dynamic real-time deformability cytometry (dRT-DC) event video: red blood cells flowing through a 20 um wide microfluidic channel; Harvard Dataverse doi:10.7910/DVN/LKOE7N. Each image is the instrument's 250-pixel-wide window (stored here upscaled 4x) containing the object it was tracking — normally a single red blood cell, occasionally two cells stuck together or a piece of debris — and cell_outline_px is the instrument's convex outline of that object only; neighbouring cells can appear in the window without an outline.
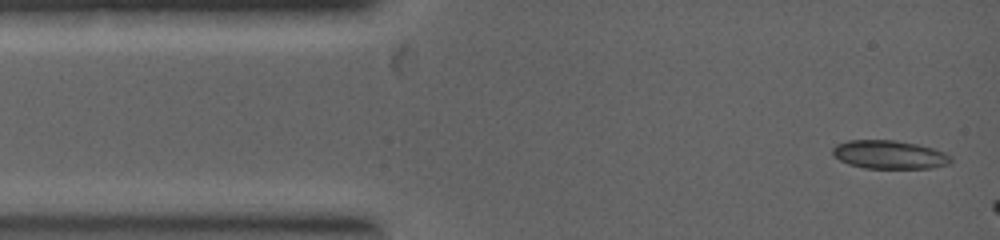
{"species": "common noctule bat (a hibernating species)", "species_latin": "Nyctalus noctula", "temperature_condition": "warm", "stored_images_in_passage": 30, "camera_frame_rate_fps": 5000, "um_per_image_px": 0.085, "animal": {"sex": "female", "body_mass_g": 19.0, "forearm_length_mm": 53.3}, "frame": {"image": 1, "passage_image": 1, "time_ms": 0.0, "image_size_px": [1000, 240], "cell_outline_px": [[952, 160], [948, 164], [932, 168], [864, 168], [848, 164], [832, 156], [832, 148], [836, 144], [848, 140], [896, 140], [916, 144], [932, 148], [944, 152], [952, 156]], "centroid_in_image_um": [75.57, 13.14], "position_along_channel_um": 9.4, "area_um2": 19.71}}
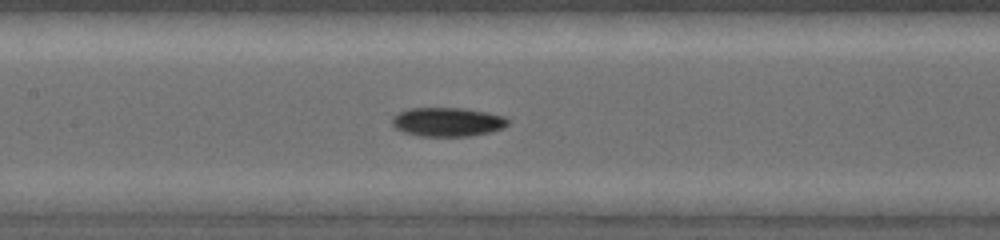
{"frame": {"image": 2, "passage_image": 11, "time_ms": 3.4, "image_size_px": [1000, 240], "cell_outline_px": [[508, 124], [504, 128], [492, 132], [472, 136], [416, 136], [404, 132], [396, 128], [392, 124], [392, 116], [408, 108], [460, 108], [484, 112], [504, 116], [508, 120]], "centroid_in_image_um": [38.03, 10.38], "position_along_channel_um": 169.4, "area_um2": 19.59}}
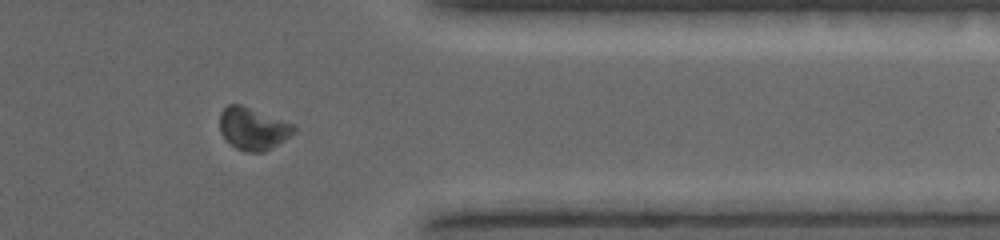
{"frame": {"image": 3, "passage_image": 26, "time_ms": 6.8, "image_size_px": [1000, 240], "cell_outline_px": [[296, 128], [284, 140], [264, 152], [244, 152], [236, 148], [220, 132], [220, 112], [228, 104], [240, 104], [296, 124]], "centroid_in_image_um": [21.5, 10.92], "position_along_channel_um": 389.9, "area_um2": 18.15}}